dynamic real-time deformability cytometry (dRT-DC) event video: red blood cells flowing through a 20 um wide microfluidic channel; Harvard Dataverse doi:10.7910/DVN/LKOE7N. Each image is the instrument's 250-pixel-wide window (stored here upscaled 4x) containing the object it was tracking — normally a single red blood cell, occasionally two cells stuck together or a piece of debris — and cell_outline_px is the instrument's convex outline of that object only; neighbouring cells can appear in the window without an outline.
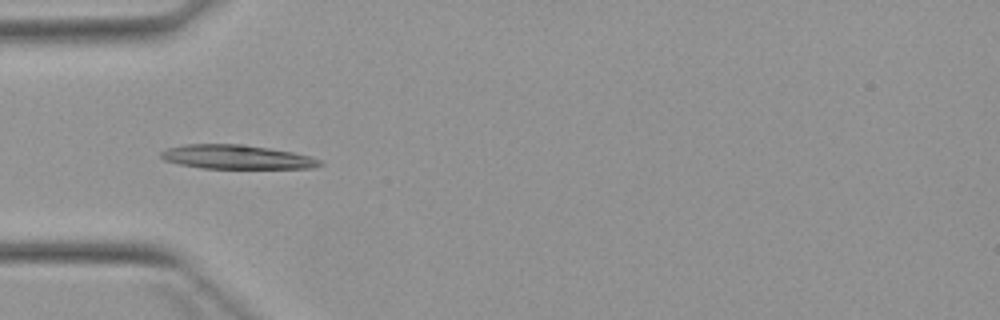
{"species": "Egyptian fruit bat (a non-hibernating species)", "species_latin": "Rousettus aegyptiacus", "temperature_condition": "warm", "stored_images_in_passage": 4, "camera_frame_rate_fps": 3000, "um_per_image_px": 0.085, "animal": {"sex": "female"}, "frame": {"image": 1, "passage_image": 3, "time_ms": 2.333, "image_size_px": [1000, 320], "cell_outline_px": [[324, 164], [312, 168], [200, 168], [180, 164], [164, 160], [160, 156], [160, 152], [168, 148], [184, 144], [244, 144], [292, 152], [308, 156], [320, 160]], "centroid_in_image_um": [20.08, 13.34], "position_along_channel_um": 64.9, "area_um2": 22.14}}
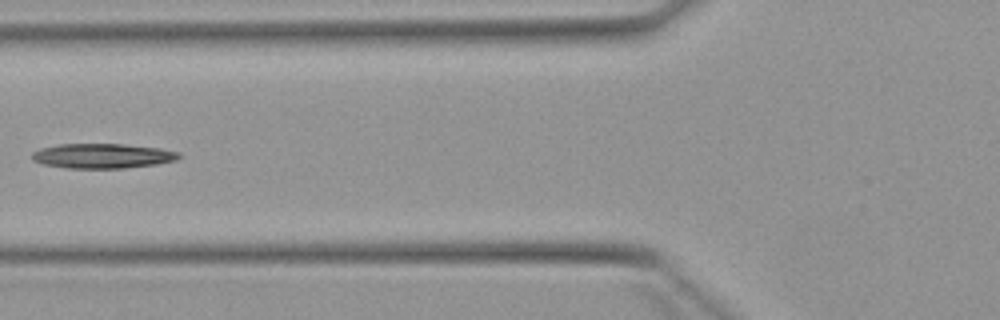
{"frame": {"image": 2, "passage_image": 4, "time_ms": 3.667, "image_size_px": [1000, 320], "cell_outline_px": [[180, 156], [176, 160], [156, 164], [124, 168], [68, 168], [44, 164], [32, 160], [32, 152], [40, 148], [60, 144], [124, 144], [160, 148], [180, 152]], "centroid_in_image_um": [8.71, 13.25], "position_along_channel_um": 117.1, "area_um2": 21.15}}